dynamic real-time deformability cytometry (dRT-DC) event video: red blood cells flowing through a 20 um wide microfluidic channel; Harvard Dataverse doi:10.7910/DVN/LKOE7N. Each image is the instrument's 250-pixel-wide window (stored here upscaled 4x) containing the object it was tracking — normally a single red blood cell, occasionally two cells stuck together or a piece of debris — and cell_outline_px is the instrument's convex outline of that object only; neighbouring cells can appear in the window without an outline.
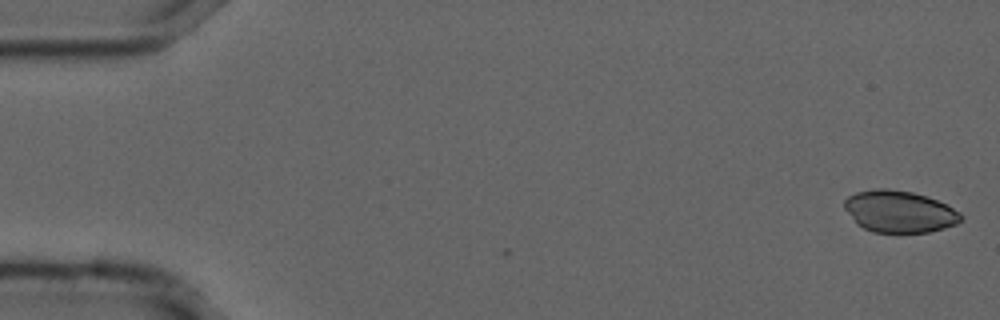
{"species": "common noctule bat (a hibernating species)", "species_latin": "Nyctalus noctula", "temperature_condition": "cold", "stored_images_in_passage": 4, "camera_frame_rate_fps": 3000, "um_per_image_px": 0.085, "animal": {"sex": "male", "forearm_length_mm": 52.5}, "frame": {"image": 1, "passage_image": 1, "time_ms": 0.0, "image_size_px": [1000, 320], "cell_outline_px": [[964, 216], [956, 224], [944, 228], [928, 232], [872, 232], [856, 224], [844, 208], [844, 200], [848, 196], [856, 192], [876, 188], [888, 188], [912, 192], [948, 204], [960, 212]], "centroid_in_image_um": [76.43, 17.97], "position_along_channel_um": 8.6, "area_um2": 28.5}}